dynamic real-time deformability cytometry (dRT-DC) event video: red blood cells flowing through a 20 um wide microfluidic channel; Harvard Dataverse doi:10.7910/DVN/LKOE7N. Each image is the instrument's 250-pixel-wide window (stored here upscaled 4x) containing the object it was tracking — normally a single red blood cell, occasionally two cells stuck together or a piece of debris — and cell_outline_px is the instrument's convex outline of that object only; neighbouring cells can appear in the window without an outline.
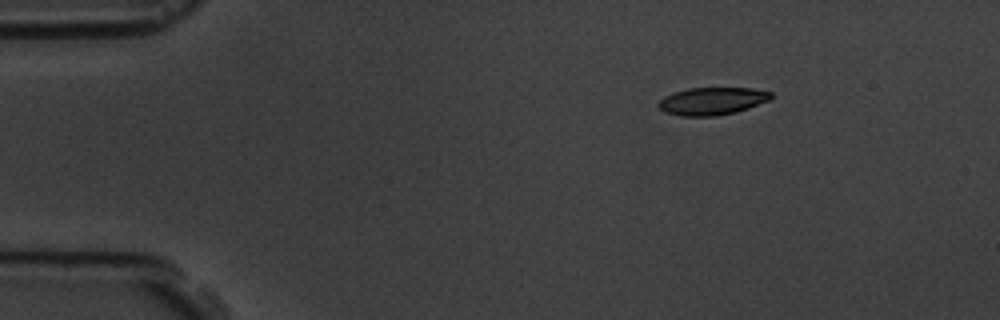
{"species": "common noctule bat (a hibernating species)", "species_latin": "Nyctalus noctula", "temperature_condition": "room temperature", "stored_images_in_passage": 9, "camera_frame_rate_fps": 3000, "um_per_image_px": 0.085, "animal": {"sex": "male", "body_mass_g": 19.5, "forearm_length_mm": 54.6}, "frame": {"image": 1, "passage_image": 1, "time_ms": 0.0, "image_size_px": [1000, 320], "cell_outline_px": [[772, 96], [768, 100], [748, 108], [736, 112], [716, 116], [680, 116], [664, 112], [656, 104], [664, 96], [688, 88], [752, 88], [772, 92]], "centroid_in_image_um": [60.51, 8.6], "position_along_channel_um": 24.5, "area_um2": 18.03}}
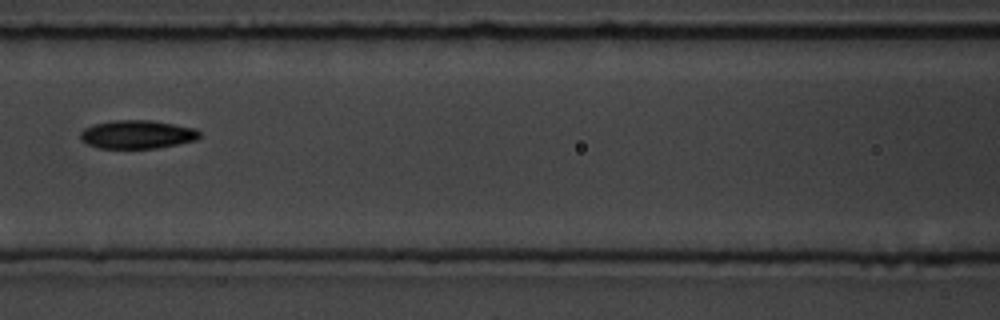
{"frame": {"image": 2, "passage_image": 6, "time_ms": 5.667, "image_size_px": [1000, 320], "cell_outline_px": [[200, 136], [196, 140], [156, 148], [100, 148], [88, 144], [80, 140], [80, 132], [84, 128], [92, 124], [112, 120], [152, 120], [196, 128], [200, 132]], "centroid_in_image_um": [11.64, 11.41], "position_along_channel_um": 155.0, "area_um2": 19.83}}
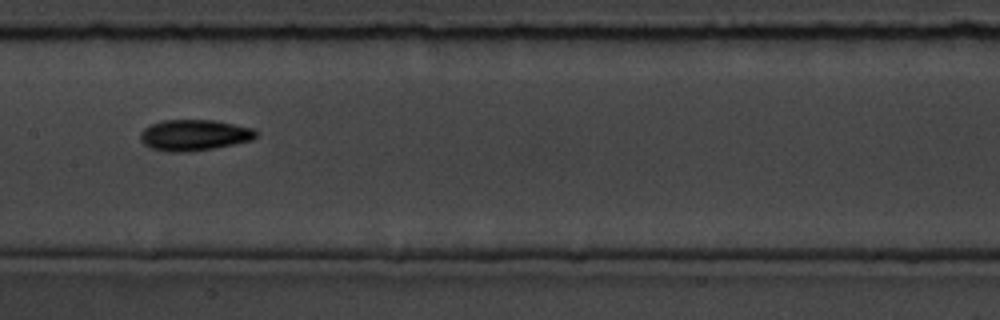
{"frame": {"image": 3, "passage_image": 7, "time_ms": 6.667, "image_size_px": [1000, 320], "cell_outline_px": [[256, 136], [252, 140], [212, 148], [184, 152], [172, 152], [152, 148], [144, 144], [140, 140], [140, 132], [148, 124], [160, 120], [216, 120], [252, 128], [256, 132]], "centroid_in_image_um": [16.45, 11.46], "position_along_channel_um": 190.9, "area_um2": 20.81}}